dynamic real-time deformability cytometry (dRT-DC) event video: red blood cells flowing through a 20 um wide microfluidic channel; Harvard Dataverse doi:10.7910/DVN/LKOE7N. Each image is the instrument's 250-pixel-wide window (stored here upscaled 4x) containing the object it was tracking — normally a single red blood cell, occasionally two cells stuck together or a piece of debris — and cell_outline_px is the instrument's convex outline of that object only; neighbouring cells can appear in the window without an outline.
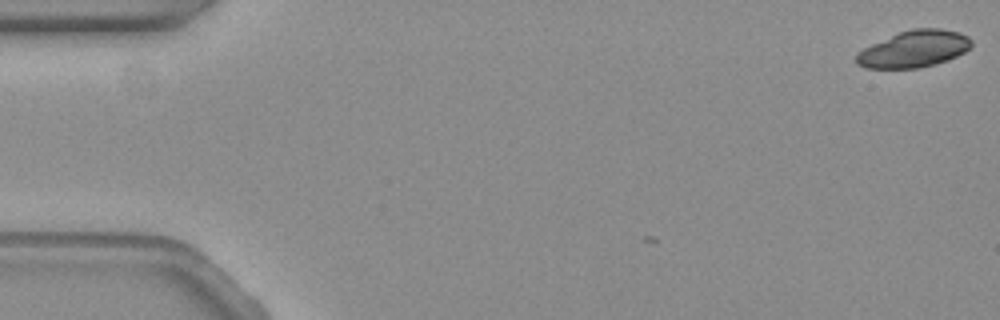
{"species": "common noctule bat (a hibernating species)", "species_latin": "Nyctalus noctula", "temperature_condition": "warm", "stored_images_in_passage": 5, "camera_frame_rate_fps": 3000, "um_per_image_px": 0.085, "animal": {"sex": "female", "body_mass_g": 19.3, "forearm_length_mm": 54.1}, "frame": {"image": 1, "passage_image": 1, "time_ms": 0.0, "image_size_px": [1000, 320], "cell_outline_px": [[972, 44], [964, 52], [948, 60], [936, 64], [920, 68], [864, 68], [856, 64], [856, 52], [896, 32], [912, 28], [940, 28], [960, 32], [968, 36], [972, 40]], "centroid_in_image_um": [77.68, 4.15], "position_along_channel_um": 7.3, "area_um2": 24.91}}